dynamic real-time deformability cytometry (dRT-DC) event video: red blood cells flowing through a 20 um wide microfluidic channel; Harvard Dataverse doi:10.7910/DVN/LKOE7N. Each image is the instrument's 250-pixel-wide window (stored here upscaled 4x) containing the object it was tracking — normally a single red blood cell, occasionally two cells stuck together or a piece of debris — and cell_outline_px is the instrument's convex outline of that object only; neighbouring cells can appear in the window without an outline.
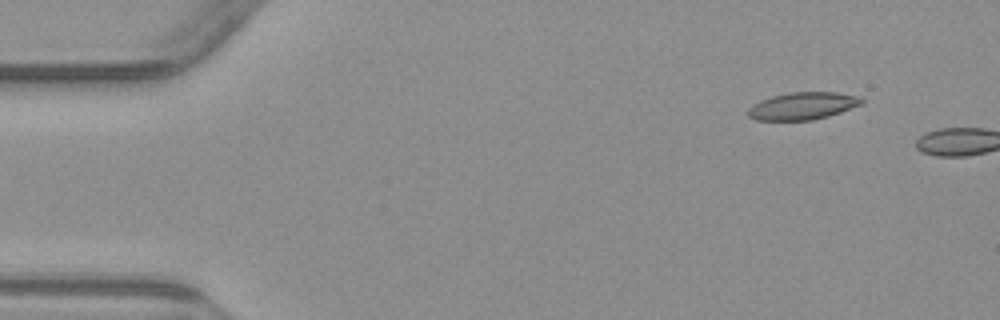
{"species": "common noctule bat (a hibernating species)", "species_latin": "Nyctalus noctula", "temperature_condition": "warm", "stored_images_in_passage": 3, "camera_frame_rate_fps": 3000, "um_per_image_px": 0.085, "animal": {"sex": "male", "body_mass_g": 23.1, "forearm_length_mm": 52.7}, "frame": {"image": 1, "passage_image": 2, "time_ms": 1.333, "image_size_px": [1000, 320], "cell_outline_px": [[864, 100], [860, 104], [840, 112], [828, 116], [812, 120], [756, 120], [748, 116], [748, 108], [752, 104], [760, 100], [772, 96], [788, 92], [836, 92], [860, 96]], "centroid_in_image_um": [68.2, 8.99], "position_along_channel_um": 16.8, "area_um2": 18.09}}